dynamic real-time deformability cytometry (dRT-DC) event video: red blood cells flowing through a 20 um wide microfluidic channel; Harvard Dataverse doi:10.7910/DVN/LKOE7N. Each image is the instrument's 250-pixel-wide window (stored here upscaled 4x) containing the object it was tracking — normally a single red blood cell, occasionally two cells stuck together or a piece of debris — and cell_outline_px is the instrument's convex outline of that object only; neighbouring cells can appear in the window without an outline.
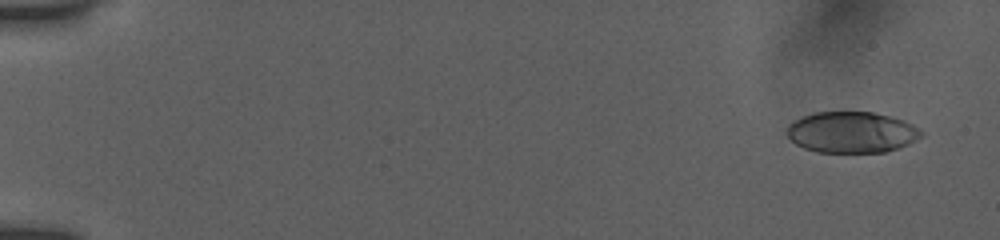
{"species": "human", "species_latin": "Homo sapiens", "temperature_condition": "room temperature", "stored_images_in_passage": 18, "camera_frame_rate_fps": 3000, "um_per_image_px": 0.085, "donor": {"sex": "female"}, "frame": {"image": 1, "passage_image": 2, "time_ms": 0.667, "image_size_px": [1000, 240], "cell_outline_px": [[924, 136], [908, 144], [884, 152], [816, 152], [804, 148], [796, 144], [784, 132], [788, 124], [792, 120], [812, 112], [872, 112], [892, 116], [904, 120], [920, 128], [924, 132]], "centroid_in_image_um": [72.38, 11.23], "position_along_channel_um": 12.6, "area_um2": 32.6}}
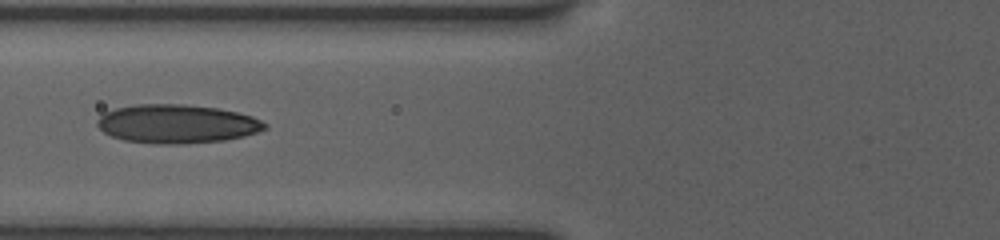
{"frame": {"image": 2, "passage_image": 14, "time_ms": 7.333, "image_size_px": [1000, 240], "cell_outline_px": [[268, 128], [244, 136], [224, 140], [184, 144], [164, 144], [124, 140], [112, 136], [104, 132], [96, 124], [96, 120], [104, 112], [116, 108], [136, 104], [184, 104], [216, 108], [236, 112], [252, 116], [268, 124]], "centroid_in_image_um": [15.03, 10.52], "position_along_channel_um": 110.8, "area_um2": 37.74}}
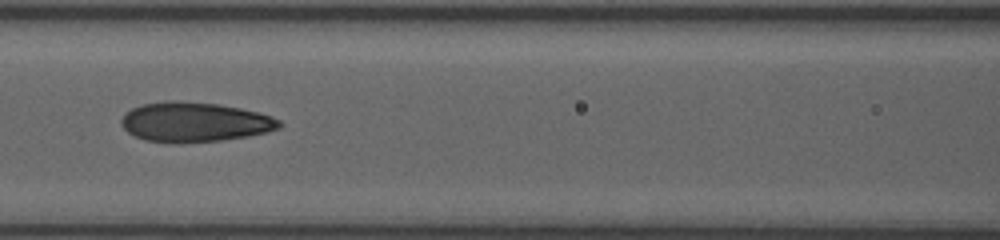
{"frame": {"image": 3, "passage_image": 16, "time_ms": 8.333, "image_size_px": [1000, 240], "cell_outline_px": [[284, 124], [280, 128], [268, 132], [248, 136], [220, 140], [144, 140], [128, 132], [120, 124], [120, 120], [132, 108], [144, 104], [164, 100], [172, 100], [220, 104], [240, 108], [272, 116], [280, 120]], "centroid_in_image_um": [16.6, 10.33], "position_along_channel_um": 150.0, "area_um2": 35.66}}